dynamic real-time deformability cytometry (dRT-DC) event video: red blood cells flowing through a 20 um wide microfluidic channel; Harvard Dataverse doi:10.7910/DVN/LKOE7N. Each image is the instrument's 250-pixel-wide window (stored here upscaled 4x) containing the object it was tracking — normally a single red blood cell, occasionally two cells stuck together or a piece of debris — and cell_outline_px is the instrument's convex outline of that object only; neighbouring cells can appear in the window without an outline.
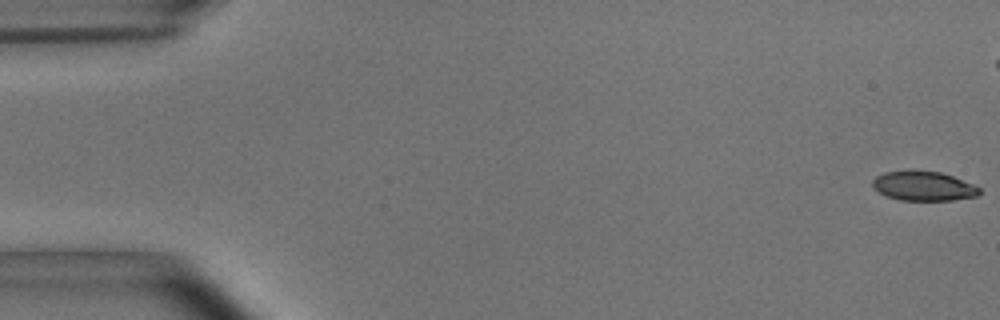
{"species": "common noctule bat (a hibernating species)", "species_latin": "Nyctalus noctula", "temperature_condition": "room temperature", "stored_images_in_passage": 45, "camera_frame_rate_fps": 3000, "um_per_image_px": 0.085, "animal": {"sex": "male", "body_mass_g": 15.6}, "frame": {"image": 1, "passage_image": 1, "time_ms": 0.0, "image_size_px": [1000, 320], "cell_outline_px": [[980, 192], [976, 196], [952, 200], [900, 200], [888, 196], [880, 192], [872, 184], [872, 180], [876, 176], [884, 172], [912, 168], [940, 172], [952, 176], [972, 184], [980, 188]], "centroid_in_image_um": [78.47, 15.77], "position_along_channel_um": 6.5, "area_um2": 18.5}}
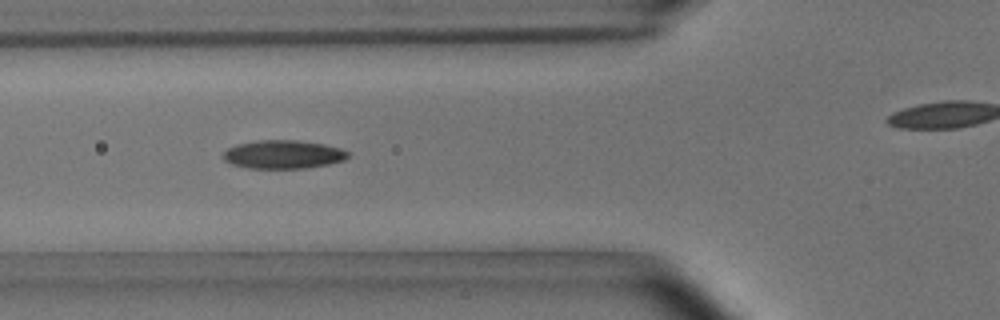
{"frame": {"image": 2, "passage_image": 20, "time_ms": 6.333, "image_size_px": [1000, 320], "cell_outline_px": [[348, 156], [344, 160], [328, 164], [308, 168], [248, 168], [232, 164], [224, 160], [224, 152], [228, 148], [236, 144], [260, 140], [296, 140], [324, 144], [340, 148], [348, 152]], "centroid_in_image_um": [24.07, 13.12], "position_along_channel_um": 101.7, "area_um2": 20.58}}
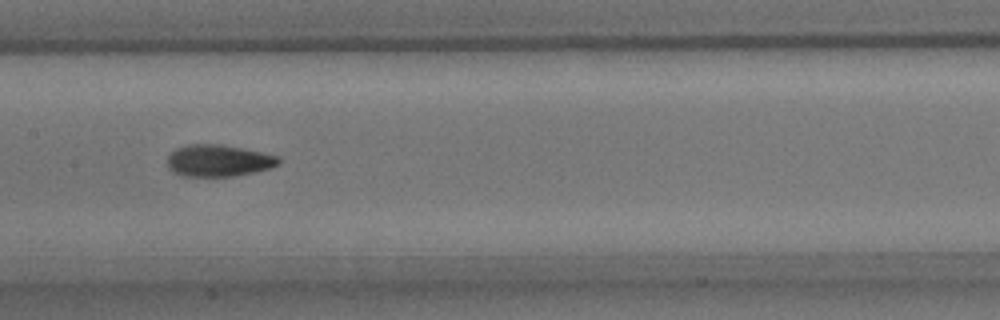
{"frame": {"image": 3, "passage_image": 27, "time_ms": 8.667, "image_size_px": [1000, 320], "cell_outline_px": [[280, 164], [268, 168], [236, 176], [180, 176], [172, 172], [168, 168], [168, 156], [176, 148], [188, 144], [220, 144], [260, 152], [276, 156], [280, 160]], "centroid_in_image_um": [18.51, 13.66], "position_along_channel_um": 188.9, "area_um2": 20.46}}